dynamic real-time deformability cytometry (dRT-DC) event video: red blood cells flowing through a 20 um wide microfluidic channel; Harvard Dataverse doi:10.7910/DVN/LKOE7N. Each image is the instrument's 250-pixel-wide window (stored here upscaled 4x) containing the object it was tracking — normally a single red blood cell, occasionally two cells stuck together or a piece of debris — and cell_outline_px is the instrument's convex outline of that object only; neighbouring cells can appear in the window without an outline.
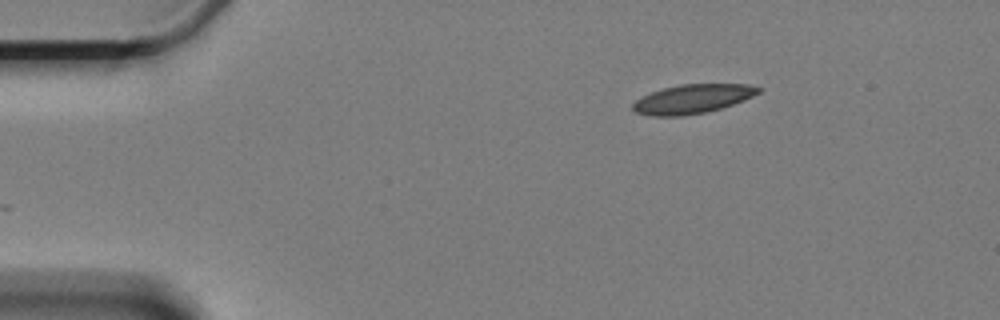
{"species": "Egyptian fruit bat (a non-hibernating species)", "species_latin": "Rousettus aegyptiacus", "temperature_condition": "cold", "stored_images_in_passage": 52, "camera_frame_rate_fps": 3000, "um_per_image_px": 0.085, "animal": {"sex": "female"}, "frame": {"image": 1, "passage_image": 1, "time_ms": 0.0, "image_size_px": [1000, 320], "cell_outline_px": [[764, 88], [760, 92], [744, 100], [720, 108], [704, 112], [680, 116], [652, 116], [636, 112], [632, 108], [632, 104], [636, 100], [652, 92], [664, 88], [680, 84], [748, 84]], "centroid_in_image_um": [58.89, 8.4], "position_along_channel_um": 26.1, "area_um2": 21.04}}
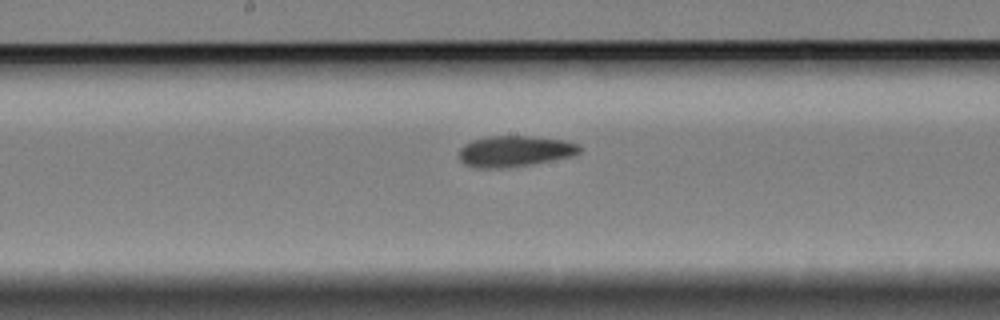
{"frame": {"image": 2, "passage_image": 23, "time_ms": 7.333, "image_size_px": [1000, 320], "cell_outline_px": [[580, 152], [572, 156], [532, 164], [500, 168], [476, 168], [464, 164], [460, 160], [460, 148], [464, 144], [472, 140], [488, 136], [532, 136], [564, 140], [580, 144]], "centroid_in_image_um": [43.75, 12.85], "position_along_channel_um": 204.5, "area_um2": 21.79}}
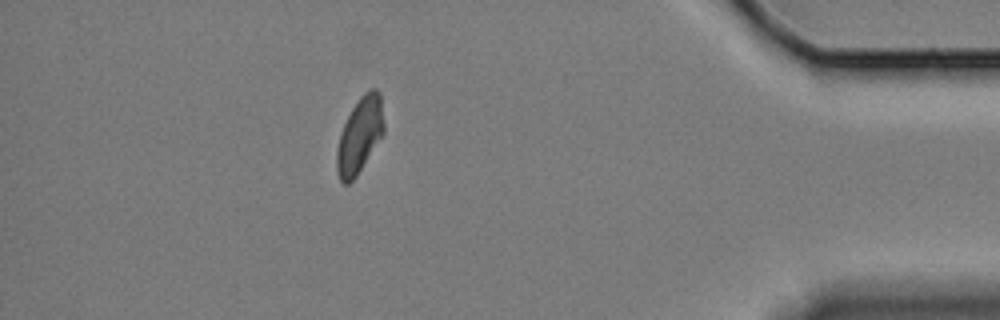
{"frame": {"image": 3, "passage_image": 45, "time_ms": 14.667, "image_size_px": [1000, 320], "cell_outline_px": [[384, 132], [356, 176], [348, 184], [344, 184], [340, 180], [336, 172], [336, 152], [340, 132], [352, 108], [360, 96], [368, 88], [376, 88], [380, 92], [384, 124]], "centroid_in_image_um": [30.56, 11.47], "position_along_channel_um": 404.6, "area_um2": 20.69}, "authors_computed_cell_mechanics": {"area_um2": 21.4438, "velocity_mm_per_s": 3.3115, "shape_relaxation_time_tau1_ms": null, "shape_relaxation_time_tau2_ms": 3.7247, "deformation_change_tau1": null, "deformation_change_tau2": 0.0848}}